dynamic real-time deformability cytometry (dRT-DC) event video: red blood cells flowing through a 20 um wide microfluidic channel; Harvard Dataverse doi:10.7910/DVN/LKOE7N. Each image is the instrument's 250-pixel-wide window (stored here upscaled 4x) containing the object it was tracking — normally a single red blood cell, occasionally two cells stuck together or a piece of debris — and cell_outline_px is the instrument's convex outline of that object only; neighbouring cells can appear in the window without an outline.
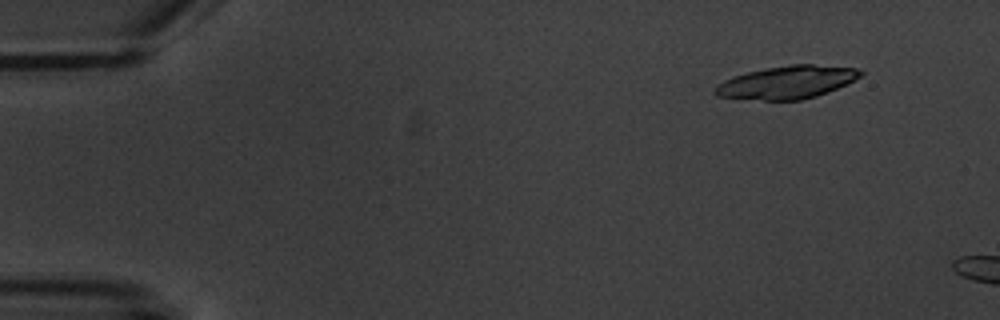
{"species": "common noctule bat (a hibernating species)", "species_latin": "Nyctalus noctula", "temperature_condition": "warm", "stored_images_in_passage": 3, "camera_frame_rate_fps": 3000, "um_per_image_px": 0.085, "animal": {"sex": "male", "body_mass_g": 20.1, "forearm_length_mm": 53.5}, "frame": {"image": 1, "passage_image": 1, "time_ms": 0.0, "image_size_px": [1000, 320], "cell_outline_px": [[864, 72], [860, 76], [836, 88], [816, 96], [800, 100], [764, 100], [716, 96], [712, 92], [724, 80], [732, 76], [764, 68], [792, 64], [812, 64], [860, 68]], "centroid_in_image_um": [66.89, 6.98], "position_along_channel_um": 18.1, "area_um2": 27.57}}